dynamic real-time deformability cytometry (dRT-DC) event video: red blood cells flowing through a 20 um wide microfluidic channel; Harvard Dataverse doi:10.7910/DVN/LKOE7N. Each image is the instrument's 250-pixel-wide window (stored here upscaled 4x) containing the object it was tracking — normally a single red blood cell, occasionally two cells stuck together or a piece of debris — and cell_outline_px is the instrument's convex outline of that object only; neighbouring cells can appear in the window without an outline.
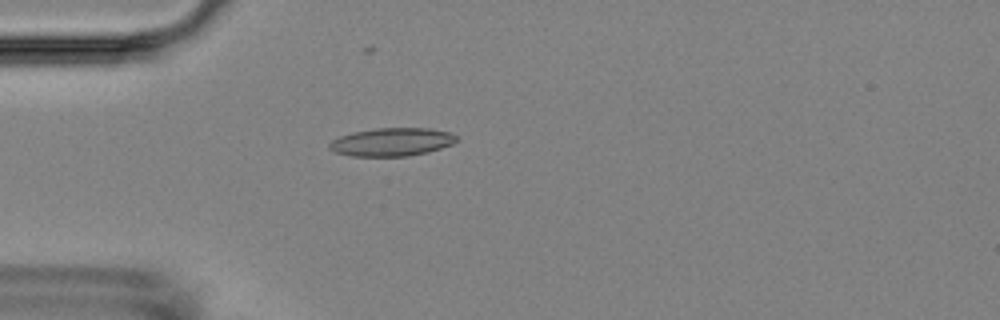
{"species": "Egyptian fruit bat (a non-hibernating species)", "species_latin": "Rousettus aegyptiacus", "temperature_condition": "room temperature", "stored_images_in_passage": 4, "camera_frame_rate_fps": 3000, "um_per_image_px": 0.085, "animal": {"sex": "female"}, "frame": {"image": 1, "passage_image": 4, "time_ms": 5.0, "image_size_px": [1000, 320], "cell_outline_px": [[460, 140], [452, 144], [428, 152], [408, 156], [352, 156], [336, 152], [328, 148], [328, 144], [332, 140], [340, 136], [352, 132], [376, 128], [428, 128], [448, 132], [456, 136]], "centroid_in_image_um": [33.3, 12.06], "position_along_channel_um": 51.7, "area_um2": 20.87}}